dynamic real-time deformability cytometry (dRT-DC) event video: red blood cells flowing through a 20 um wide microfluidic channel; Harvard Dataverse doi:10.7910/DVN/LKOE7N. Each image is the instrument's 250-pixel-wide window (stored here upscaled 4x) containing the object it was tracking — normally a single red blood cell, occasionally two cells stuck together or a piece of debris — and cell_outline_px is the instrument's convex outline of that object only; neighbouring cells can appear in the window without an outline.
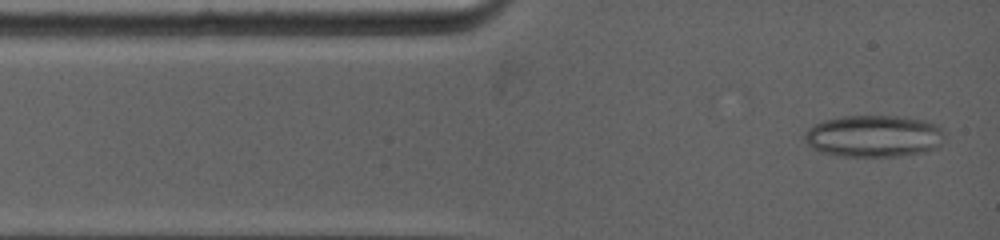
{"species": "common noctule bat (a hibernating species)", "species_latin": "Nyctalus noctula", "temperature_condition": "warm", "stored_images_in_passage": 16, "camera_frame_rate_fps": 5000, "um_per_image_px": 0.085, "animal": {"sex": "female", "body_mass_g": 19.0, "forearm_length_mm": 53.3}, "frame": {"image": 1, "passage_image": 1, "time_ms": 0.0, "image_size_px": [1000, 240], "cell_outline_px": [[940, 144], [936, 148], [928, 152], [900, 156], [840, 156], [820, 152], [812, 148], [804, 140], [804, 132], [808, 128], [824, 120], [844, 116], [896, 116], [924, 120], [940, 128]], "centroid_in_image_um": [74.21, 11.58], "position_along_channel_um": 10.8, "area_um2": 33.99}}
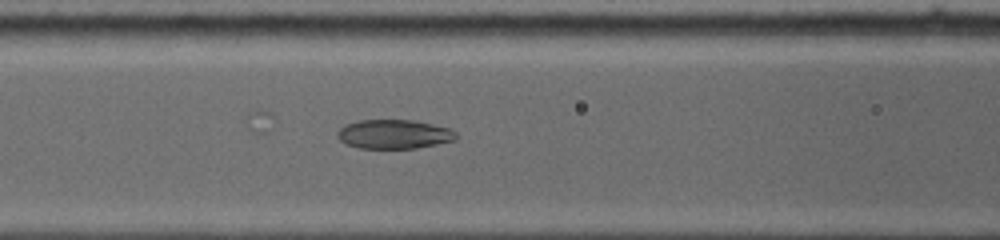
{"frame": {"image": 2, "passage_image": 9, "time_ms": 4.0, "image_size_px": [1000, 240], "cell_outline_px": [[456, 140], [416, 148], [360, 148], [348, 144], [340, 140], [336, 136], [336, 132], [344, 124], [356, 120], [412, 120], [432, 124], [448, 128], [456, 132]], "centroid_in_image_um": [33.45, 11.4], "position_along_channel_um": 133.1, "area_um2": 20.11}}
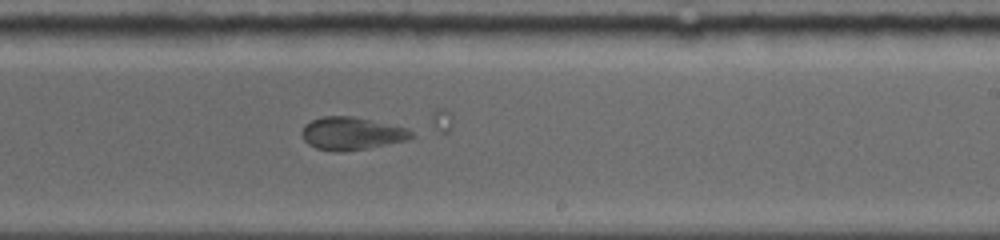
{"frame": {"image": 3, "passage_image": 15, "time_ms": 7.2, "image_size_px": [1000, 240], "cell_outline_px": [[416, 136], [408, 140], [368, 148], [316, 148], [308, 144], [304, 140], [300, 132], [304, 124], [312, 120], [324, 116], [352, 116], [408, 128]], "centroid_in_image_um": [29.92, 11.29], "position_along_channel_um": 259.1, "area_um2": 20.23}}